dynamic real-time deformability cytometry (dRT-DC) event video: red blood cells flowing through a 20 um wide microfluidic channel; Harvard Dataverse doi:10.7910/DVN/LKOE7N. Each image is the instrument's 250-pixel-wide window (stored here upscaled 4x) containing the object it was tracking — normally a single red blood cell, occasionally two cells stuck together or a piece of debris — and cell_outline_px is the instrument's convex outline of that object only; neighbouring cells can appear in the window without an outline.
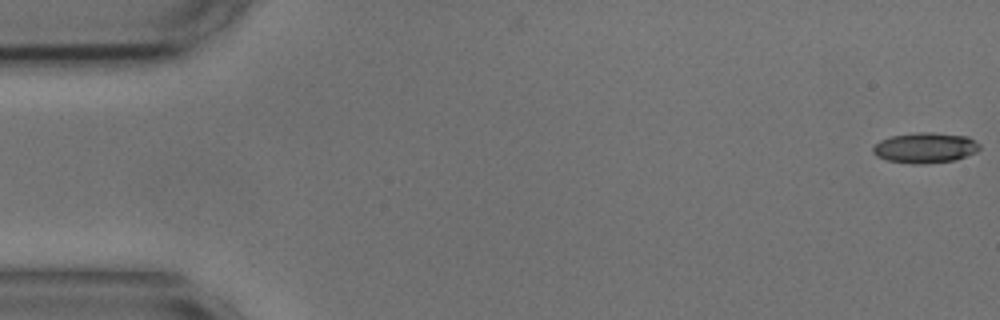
{"species": "common noctule bat (a hibernating species)", "species_latin": "Nyctalus noctula", "temperature_condition": "cold", "stored_images_in_passage": 54, "camera_frame_rate_fps": 3000, "um_per_image_px": 0.085, "animal": {"sex": "male", "body_mass_g": 17.9, "forearm_length_mm": 54.2}, "frame": {"image": 1, "passage_image": 1, "time_ms": 0.0, "image_size_px": [1000, 320], "cell_outline_px": [[980, 148], [976, 152], [956, 160], [924, 164], [912, 164], [888, 160], [876, 156], [872, 152], [872, 148], [880, 140], [892, 136], [916, 132], [932, 132], [968, 136], [980, 144]], "centroid_in_image_um": [78.65, 12.56], "position_along_channel_um": 6.4, "area_um2": 19.02}}
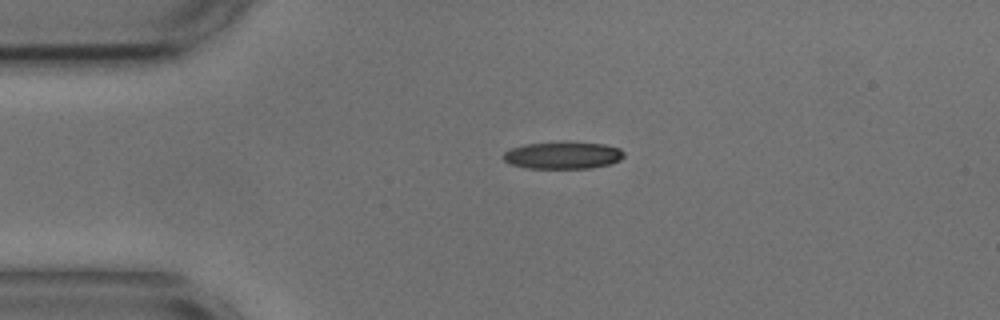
{"frame": {"image": 2, "passage_image": 12, "time_ms": 3.667, "image_size_px": [1000, 320], "cell_outline_px": [[624, 156], [620, 160], [608, 164], [592, 168], [528, 168], [512, 164], [504, 160], [500, 156], [508, 148], [524, 144], [564, 140], [568, 140], [604, 144], [620, 148], [624, 152]], "centroid_in_image_um": [47.82, 13.16], "position_along_channel_um": 37.2, "area_um2": 19.71}}
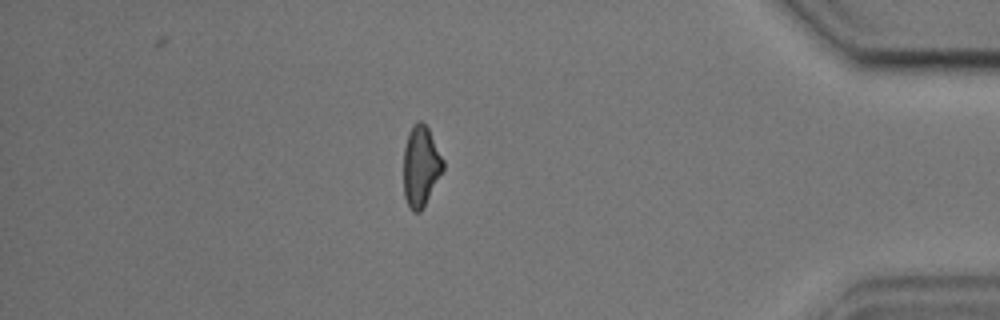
{"frame": {"image": 3, "passage_image": 47, "time_ms": 15.333, "image_size_px": [1000, 320], "cell_outline_px": [[444, 168], [420, 212], [412, 212], [404, 196], [404, 148], [408, 132], [412, 124], [416, 120], [420, 120], [428, 128], [444, 160]], "centroid_in_image_um": [35.76, 14.08], "position_along_channel_um": 399.4, "area_um2": 18.44}, "authors_computed_cell_mechanics": {"area_um2": 19.0162, "velocity_mm_per_s": 3.6724, "shape_relaxation_time_tau1_ms": 9.1243, "shape_relaxation_time_tau2_ms": 6.7848, "deformation_change_tau1": 0.1623, "deformation_change_tau2": 0.1545}}